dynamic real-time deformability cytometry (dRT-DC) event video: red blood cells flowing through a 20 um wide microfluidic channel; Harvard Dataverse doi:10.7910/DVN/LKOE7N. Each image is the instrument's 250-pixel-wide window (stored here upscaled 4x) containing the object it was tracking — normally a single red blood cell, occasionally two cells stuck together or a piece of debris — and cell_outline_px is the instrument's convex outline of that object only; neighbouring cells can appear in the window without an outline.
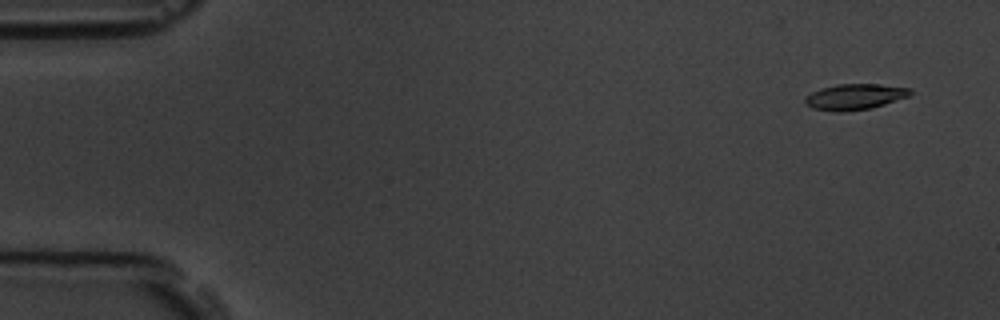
{"species": "common noctule bat (a hibernating species)", "species_latin": "Nyctalus noctula", "temperature_condition": "room temperature", "stored_images_in_passage": 4, "camera_frame_rate_fps": 3000, "um_per_image_px": 0.085, "animal": {"sex": "male", "body_mass_g": 19.5, "forearm_length_mm": 54.6}, "frame": {"image": 1, "passage_image": 1, "time_ms": 0.0, "image_size_px": [1000, 320], "cell_outline_px": [[912, 92], [908, 96], [872, 108], [840, 112], [836, 112], [812, 108], [804, 104], [804, 96], [820, 88], [836, 84], [880, 84], [912, 88]], "centroid_in_image_um": [72.61, 8.22], "position_along_channel_um": 12.4, "area_um2": 15.95}}
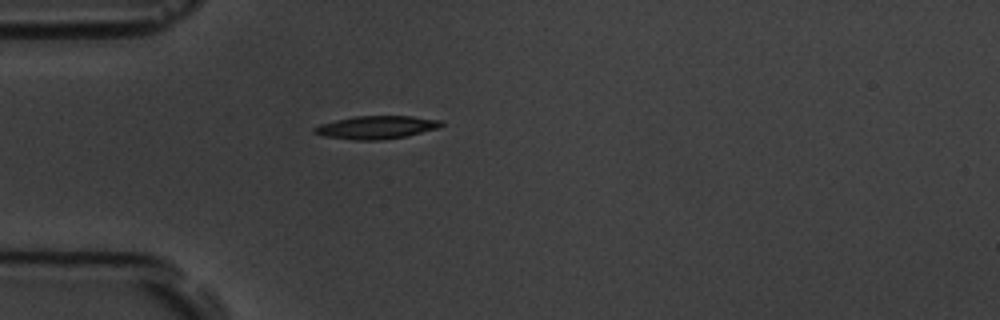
{"frame": {"image": 2, "passage_image": 4, "time_ms": 4.333, "image_size_px": [1000, 320], "cell_outline_px": [[444, 124], [440, 128], [408, 136], [380, 140], [352, 140], [324, 136], [312, 132], [312, 128], [320, 124], [336, 120], [356, 116], [412, 116], [440, 120]], "centroid_in_image_um": [32.0, 10.83], "position_along_channel_um": 53.0, "area_um2": 17.17}}